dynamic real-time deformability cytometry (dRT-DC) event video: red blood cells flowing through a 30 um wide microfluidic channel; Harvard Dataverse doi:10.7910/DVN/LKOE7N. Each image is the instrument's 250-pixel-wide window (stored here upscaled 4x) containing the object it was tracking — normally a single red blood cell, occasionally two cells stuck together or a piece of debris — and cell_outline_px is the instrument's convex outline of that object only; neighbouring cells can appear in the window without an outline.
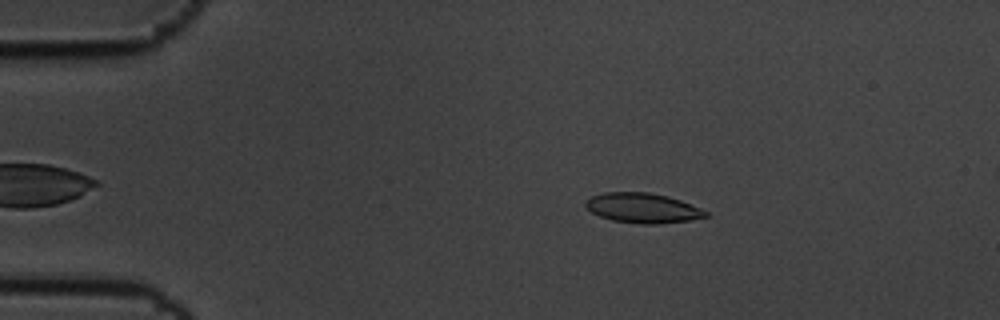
{"species": "common noctule bat (a hibernating species)", "species_latin": "Nyctalus noctula", "temperature_condition": "cold", "stored_images_in_passage": 55, "camera_frame_rate_fps": 3000, "um_per_image_px": 0.085, "animal": {"sex": "male", "body_mass_g": 19.5, "forearm_length_mm": 54.6}, "frame": {"image": 1, "passage_image": 7, "time_ms": 2.0, "image_size_px": [1000, 320], "cell_outline_px": [[708, 216], [688, 220], [656, 224], [640, 224], [612, 220], [600, 216], [592, 212], [584, 204], [592, 196], [604, 192], [648, 192], [668, 196], [680, 200], [700, 208], [708, 212]], "centroid_in_image_um": [54.63, 17.68], "position_along_channel_um": 30.4, "area_um2": 20.69}}
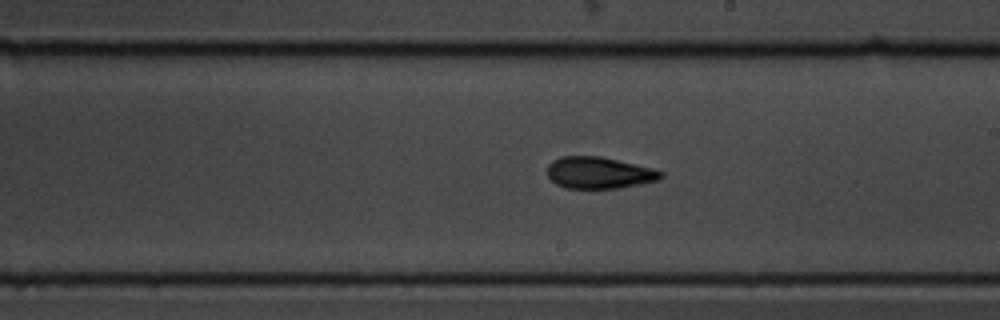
{"frame": {"image": 2, "passage_image": 30, "time_ms": 9.667, "image_size_px": [1000, 320], "cell_outline_px": [[664, 176], [660, 180], [616, 188], [564, 188], [556, 184], [548, 176], [548, 164], [552, 160], [560, 156], [600, 156], [652, 168], [664, 172]], "centroid_in_image_um": [50.91, 14.68], "position_along_channel_um": 238.1, "area_um2": 20.92}}
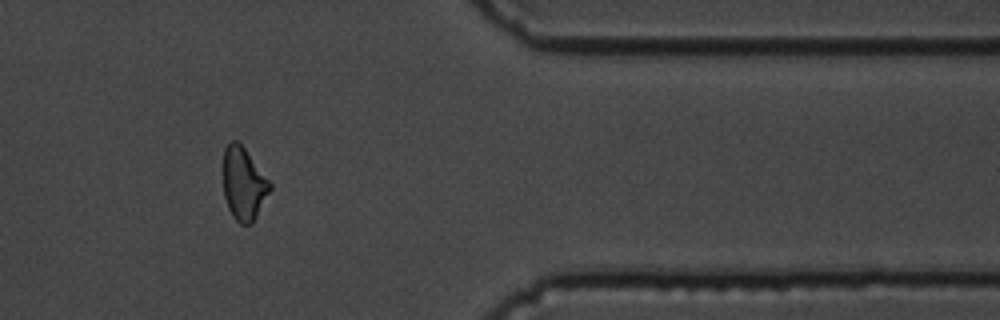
{"frame": {"image": 3, "passage_image": 45, "time_ms": 14.667, "image_size_px": [1000, 320], "cell_outline_px": [[272, 188], [252, 224], [240, 224], [232, 216], [228, 208], [224, 196], [224, 148], [228, 140], [236, 140], [244, 148], [272, 184]], "centroid_in_image_um": [20.7, 15.63], "position_along_channel_um": 390.7, "area_um2": 19.71}, "authors_computed_cell_mechanics": {"area_um2": 20.6924, "velocity_mm_per_s": 3.4284, "shape_relaxation_time_tau1_ms": 8.8764, "shape_relaxation_time_tau2_ms": 2.5358, "deformation_change_tau1": 0.2011, "deformation_change_tau2": 0.0872}}